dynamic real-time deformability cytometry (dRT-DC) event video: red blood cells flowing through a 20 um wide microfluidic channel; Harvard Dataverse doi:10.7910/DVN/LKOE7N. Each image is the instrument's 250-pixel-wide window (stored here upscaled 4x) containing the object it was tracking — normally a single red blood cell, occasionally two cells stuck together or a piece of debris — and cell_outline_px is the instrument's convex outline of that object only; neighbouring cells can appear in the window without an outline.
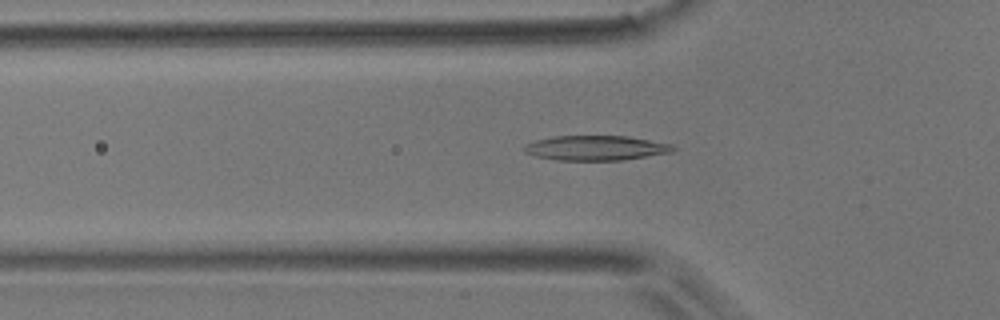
{"species": "common noctule bat (a hibernating species)", "species_latin": "Nyctalus noctula", "temperature_condition": "room temperature", "stored_images_in_passage": 54, "camera_frame_rate_fps": 3000, "um_per_image_px": 0.085, "animal": {"sex": "male", "body_mass_g": 17.9}, "frame": {"image": 1, "passage_image": 18, "time_ms": 5.667, "image_size_px": [1000, 320], "cell_outline_px": [[672, 148], [664, 152], [644, 156], [616, 160], [564, 160], [540, 156], [532, 152], [528, 144], [540, 140], [560, 136], [624, 136], [664, 144]], "centroid_in_image_um": [50.63, 12.57], "position_along_channel_um": 75.2, "area_um2": 19.54}}
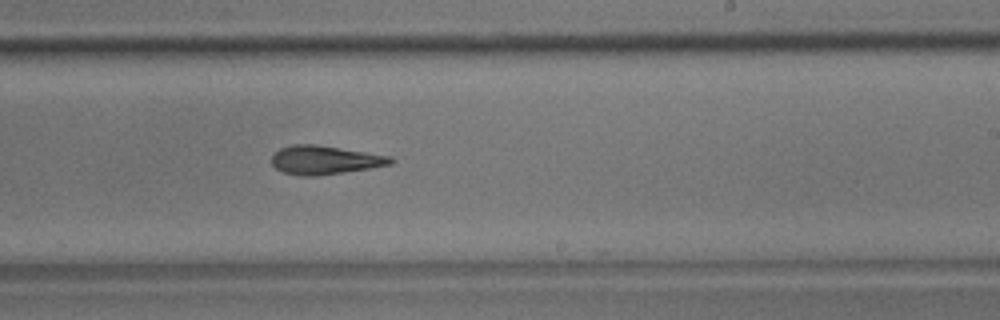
{"frame": {"image": 2, "passage_image": 33, "time_ms": 10.667, "image_size_px": [1000, 320], "cell_outline_px": [[392, 160], [388, 164], [340, 172], [284, 172], [276, 168], [272, 164], [272, 156], [280, 148], [296, 144], [308, 144], [336, 148], [384, 156]], "centroid_in_image_um": [27.49, 13.54], "position_along_channel_um": 261.5, "area_um2": 17.63}}
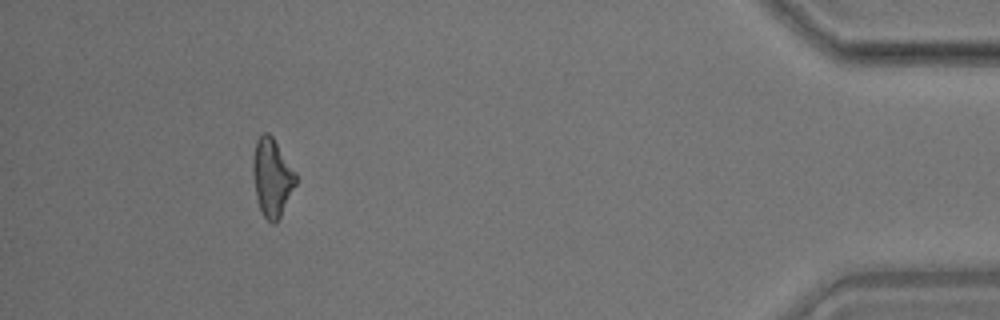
{"frame": {"image": 3, "passage_image": 50, "time_ms": 16.333, "image_size_px": [1000, 320], "cell_outline_px": [[296, 184], [280, 216], [276, 220], [268, 220], [264, 216], [260, 208], [256, 196], [256, 144], [260, 136], [264, 132], [268, 132], [272, 136], [296, 172]], "centroid_in_image_um": [23.19, 15.08], "position_along_channel_um": 412.0, "area_um2": 18.09}}